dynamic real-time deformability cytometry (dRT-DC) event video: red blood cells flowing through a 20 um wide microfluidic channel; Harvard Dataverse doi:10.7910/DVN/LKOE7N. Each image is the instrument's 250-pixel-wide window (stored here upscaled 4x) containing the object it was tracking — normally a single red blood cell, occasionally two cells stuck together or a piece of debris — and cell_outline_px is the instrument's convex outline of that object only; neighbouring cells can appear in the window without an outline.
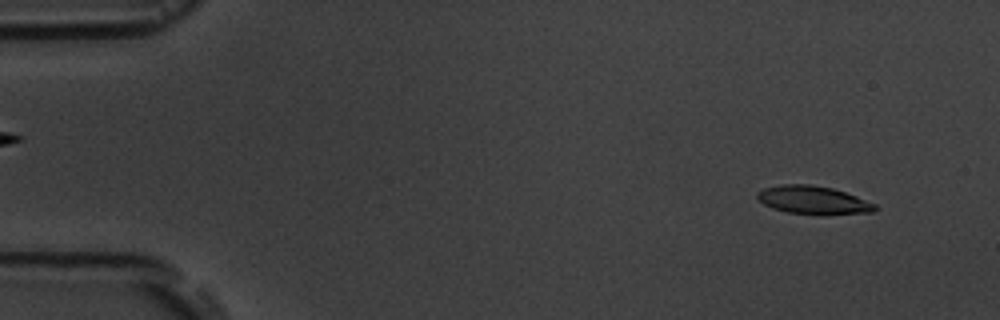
{"species": "common noctule bat (a hibernating species)", "species_latin": "Nyctalus noctula", "temperature_condition": "room temperature", "stored_images_in_passage": 5, "camera_frame_rate_fps": 3000, "um_per_image_px": 0.085, "animal": {"sex": "male", "body_mass_g": 19.5, "forearm_length_mm": 54.6}, "frame": {"image": 1, "passage_image": 1, "time_ms": 0.0, "image_size_px": [1000, 320], "cell_outline_px": [[880, 208], [872, 212], [820, 216], [788, 212], [772, 208], [764, 204], [756, 196], [756, 192], [764, 188], [780, 184], [808, 184], [832, 188], [856, 196], [876, 204]], "centroid_in_image_um": [69.14, 17.02], "position_along_channel_um": 15.9, "area_um2": 19.65}}
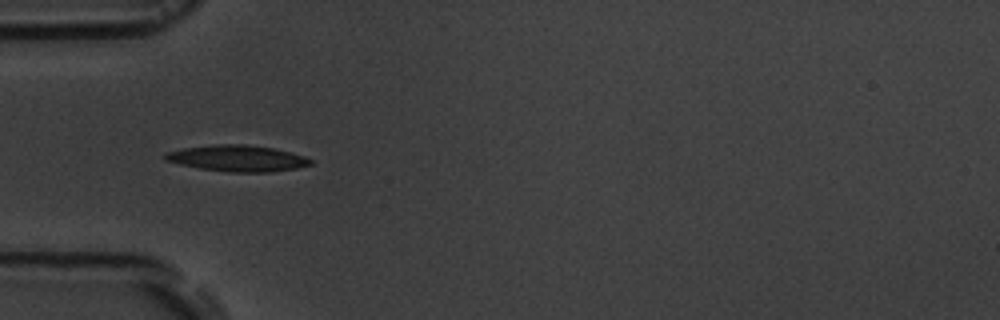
{"frame": {"image": 2, "passage_image": 4, "time_ms": 4.333, "image_size_px": [1000, 320], "cell_outline_px": [[312, 164], [296, 168], [268, 172], [228, 172], [200, 168], [180, 164], [164, 160], [164, 152], [184, 148], [216, 144], [248, 144], [272, 148], [292, 152], [304, 156], [312, 160]], "centroid_in_image_um": [20.17, 13.45], "position_along_channel_um": 64.8, "area_um2": 22.2}}
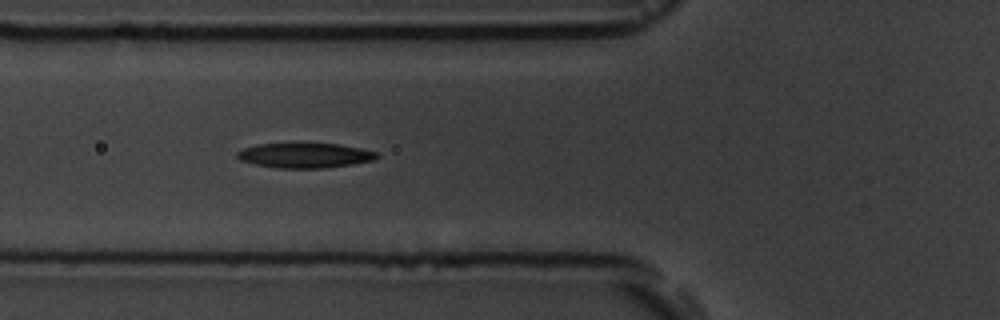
{"frame": {"image": 3, "passage_image": 5, "time_ms": 5.333, "image_size_px": [1000, 320], "cell_outline_px": [[380, 156], [376, 160], [352, 164], [324, 168], [276, 168], [256, 164], [240, 160], [236, 156], [236, 152], [244, 148], [260, 144], [300, 140], [340, 144], [360, 148], [376, 152]], "centroid_in_image_um": [25.92, 13.16], "position_along_channel_um": 99.9, "area_um2": 21.27}}